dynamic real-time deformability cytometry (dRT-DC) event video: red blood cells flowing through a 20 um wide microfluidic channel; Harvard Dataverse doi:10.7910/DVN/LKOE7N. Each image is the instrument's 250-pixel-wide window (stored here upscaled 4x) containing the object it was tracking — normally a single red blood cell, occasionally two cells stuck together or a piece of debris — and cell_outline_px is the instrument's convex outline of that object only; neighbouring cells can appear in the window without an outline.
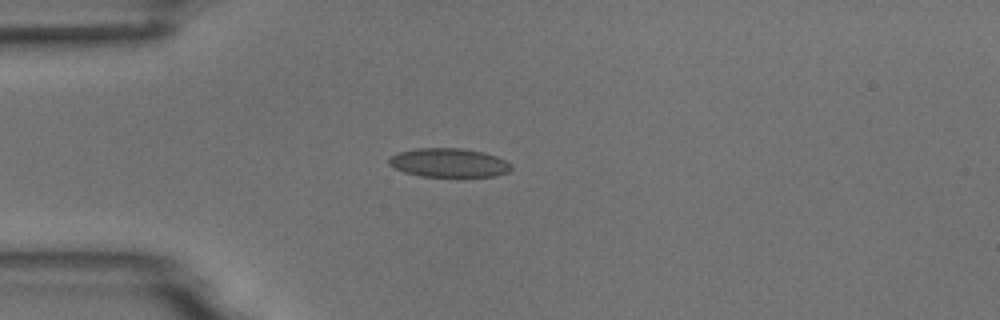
{"species": "common noctule bat (a hibernating species)", "species_latin": "Nyctalus noctula", "temperature_condition": "room temperature", "stored_images_in_passage": 5, "camera_frame_rate_fps": 3000, "um_per_image_px": 0.085, "animal": {"sex": "male", "body_mass_g": 18.8}, "frame": {"image": 1, "passage_image": 3, "time_ms": 2.333, "image_size_px": [1000, 320], "cell_outline_px": [[512, 168], [508, 172], [496, 176], [420, 176], [404, 172], [388, 164], [388, 160], [392, 156], [400, 152], [416, 148], [464, 148], [484, 152], [496, 156], [512, 164]], "centroid_in_image_um": [38.18, 13.83], "position_along_channel_um": 46.8, "area_um2": 20.52}}